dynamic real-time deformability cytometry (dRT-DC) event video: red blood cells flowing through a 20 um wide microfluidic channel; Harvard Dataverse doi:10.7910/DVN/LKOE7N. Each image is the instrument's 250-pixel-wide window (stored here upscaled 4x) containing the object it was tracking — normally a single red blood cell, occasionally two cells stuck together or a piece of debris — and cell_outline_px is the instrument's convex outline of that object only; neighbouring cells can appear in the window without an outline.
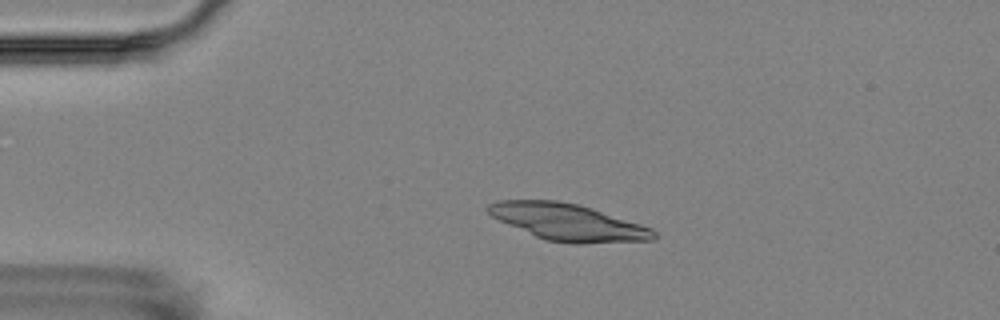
{"species": "Egyptian fruit bat (a non-hibernating species)", "species_latin": "Rousettus aegyptiacus", "temperature_condition": "room temperature", "stored_images_in_passage": 4, "camera_frame_rate_fps": 3000, "um_per_image_px": 0.085, "animal": {"sex": "female"}, "frame": {"image": 1, "passage_image": 3, "time_ms": 2.333, "image_size_px": [1000, 320], "cell_outline_px": [[656, 236], [652, 240], [580, 244], [572, 244], [544, 240], [508, 224], [492, 216], [484, 208], [488, 204], [496, 200], [560, 200], [580, 204], [652, 228], [656, 232]], "centroid_in_image_um": [48.26, 18.88], "position_along_channel_um": 36.7, "area_um2": 35.55}}